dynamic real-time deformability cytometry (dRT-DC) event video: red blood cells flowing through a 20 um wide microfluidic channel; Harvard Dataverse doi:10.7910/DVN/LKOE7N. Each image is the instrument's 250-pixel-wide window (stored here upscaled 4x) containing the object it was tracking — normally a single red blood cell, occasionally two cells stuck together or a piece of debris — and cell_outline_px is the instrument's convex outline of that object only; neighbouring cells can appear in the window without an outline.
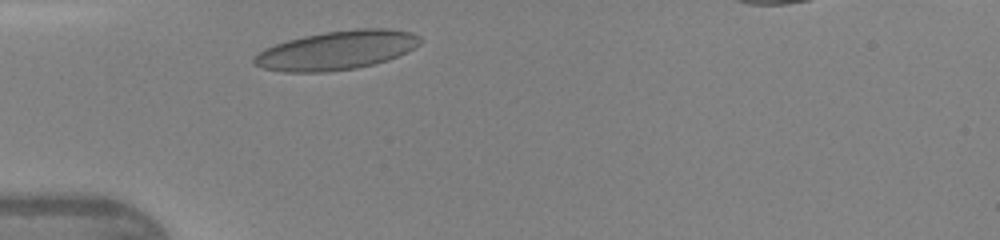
{"species": "human", "species_latin": "Homo sapiens", "temperature_condition": "warm", "stored_images_in_passage": 26, "camera_frame_rate_fps": 3000, "um_per_image_px": 0.085, "donor": {"sex": "female"}, "frame": {"image": 1, "passage_image": 1, "time_ms": 0.0, "image_size_px": [1000, 240], "cell_outline_px": [[424, 40], [420, 44], [388, 60], [356, 68], [324, 72], [284, 72], [264, 68], [252, 64], [252, 60], [264, 48], [288, 40], [304, 36], [324, 32], [356, 28], [388, 28], [412, 32], [420, 36]], "centroid_in_image_um": [28.63, 4.26], "position_along_channel_um": 56.4, "area_um2": 37.57}}
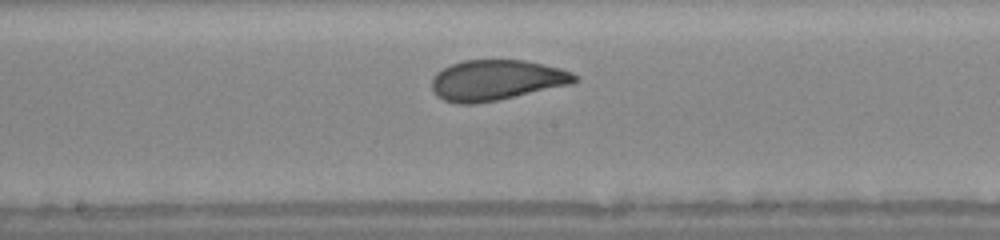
{"frame": {"image": 2, "passage_image": 12, "time_ms": 3.667, "image_size_px": [1000, 240], "cell_outline_px": [[580, 80], [572, 84], [500, 100], [472, 104], [456, 104], [444, 100], [436, 96], [432, 92], [432, 80], [436, 72], [452, 64], [464, 60], [524, 60], [544, 64], [560, 68], [572, 72]], "centroid_in_image_um": [42.2, 6.82], "position_along_channel_um": 206.0, "area_um2": 33.99}, "authors_computed_cell_mechanics": {"area_um2": 33.9864, "velocity_mm_per_s": 4.3058, "shape_relaxation_time_tau1_ms": 3.6934, "shape_relaxation_time_tau2_ms": 0.7148, "deformation_change_tau1": 0.1334, "deformation_change_tau2": 0.0744}}